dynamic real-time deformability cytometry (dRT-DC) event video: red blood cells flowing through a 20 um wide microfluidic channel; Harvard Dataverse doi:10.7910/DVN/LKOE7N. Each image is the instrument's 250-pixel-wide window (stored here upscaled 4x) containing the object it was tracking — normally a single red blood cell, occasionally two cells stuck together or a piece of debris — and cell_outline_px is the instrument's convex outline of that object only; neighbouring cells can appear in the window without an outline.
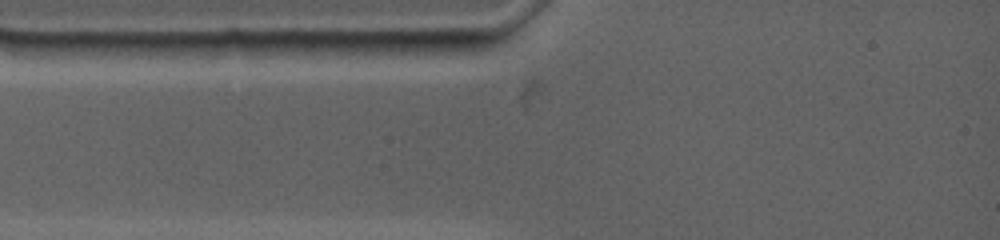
{"species": "common noctule bat (a hibernating species)", "species_latin": "Nyctalus noctula", "temperature_condition": "warm", "stored_images_in_passage": 3, "camera_frame_rate_fps": 4500, "um_per_image_px": 0.085, "animal": {"sex": "female", "body_mass_g": 19.0, "forearm_length_mm": 53.3}, "frame": {"image": 1, "passage_image": 1, "time_ms": 0.0, "image_size_px": [1000, 240], "cell_outline_px": [[184, 44], [172, 60], [112, 60], [80, 44], [84, 40]], "centroid_in_image_um": [11.37, 4.26], "position_along_channel_um": 73.6, "area_um2": 10.98}}